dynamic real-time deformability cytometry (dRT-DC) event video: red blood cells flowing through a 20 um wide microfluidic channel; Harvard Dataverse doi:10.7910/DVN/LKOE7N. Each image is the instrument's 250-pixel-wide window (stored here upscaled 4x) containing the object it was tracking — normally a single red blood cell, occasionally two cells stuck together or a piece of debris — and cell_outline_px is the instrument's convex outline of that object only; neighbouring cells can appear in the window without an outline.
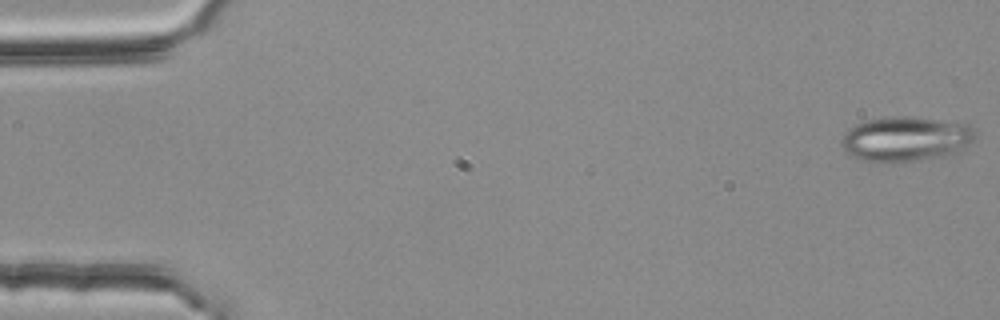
{"species": "common noctule bat (a hibernating species)", "species_latin": "Nyctalus noctula", "temperature_condition": "room temperature", "stored_images_in_passage": 44, "camera_frame_rate_fps": 3000, "um_per_image_px": 0.085, "animal": {"sex": "female", "body_mass_g": 25.1}, "frame": {"image": 1, "passage_image": 1, "time_ms": 0.0, "image_size_px": [1000, 320], "cell_outline_px": [[976, 132], [972, 140], [956, 152], [944, 156], [916, 160], [884, 164], [860, 160], [852, 156], [840, 144], [840, 140], [844, 132], [856, 124], [868, 120], [904, 116], [968, 124]], "centroid_in_image_um": [76.92, 11.84], "position_along_channel_um": 8.1, "area_um2": 34.62}}
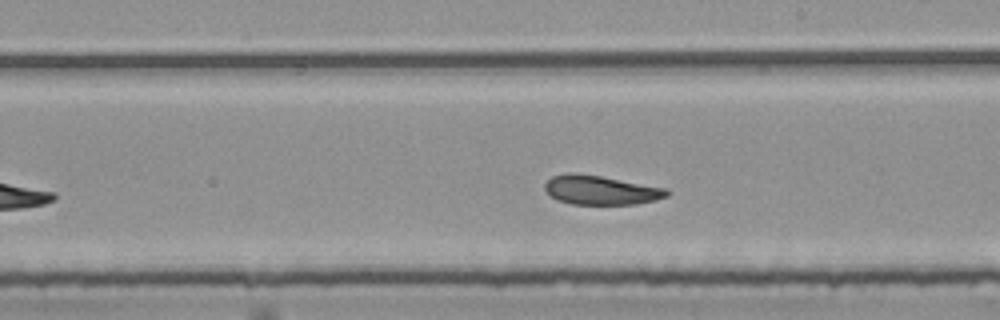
{"frame": {"image": 2, "passage_image": 31, "time_ms": 10.0, "image_size_px": [1000, 320], "cell_outline_px": [[668, 196], [656, 200], [636, 204], [572, 204], [556, 200], [544, 188], [544, 184], [552, 176], [568, 172], [572, 172], [600, 176], [668, 188]], "centroid_in_image_um": [51.07, 16.15], "position_along_channel_um": 237.9, "area_um2": 20.75}}
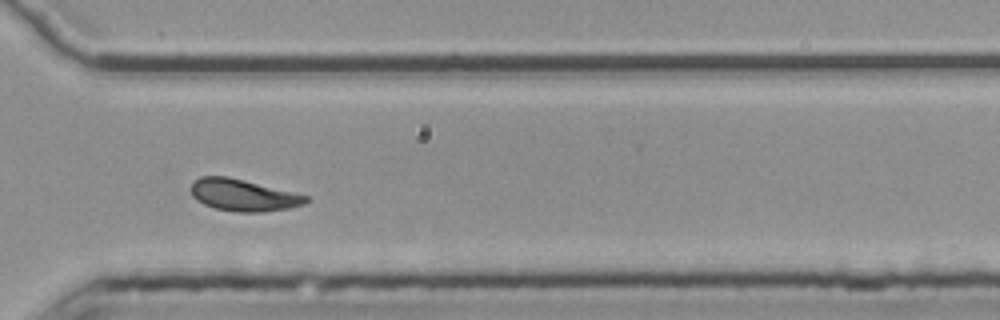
{"frame": {"image": 3, "passage_image": 40, "time_ms": 13.0, "image_size_px": [1000, 320], "cell_outline_px": [[308, 200], [304, 204], [288, 208], [264, 212], [236, 212], [216, 208], [204, 204], [196, 200], [192, 196], [192, 184], [200, 176], [228, 176], [308, 196]], "centroid_in_image_um": [20.66, 16.59], "position_along_channel_um": 349.9, "area_um2": 21.04}, "authors_computed_cell_mechanics": {"area_um2": 21.0392, "velocity_mm_per_s": 3.7648, "shape_relaxation_time_tau1_ms": null, "shape_relaxation_time_tau2_ms": 1.8526, "deformation_change_tau1": null, "deformation_change_tau2": 0.092}}